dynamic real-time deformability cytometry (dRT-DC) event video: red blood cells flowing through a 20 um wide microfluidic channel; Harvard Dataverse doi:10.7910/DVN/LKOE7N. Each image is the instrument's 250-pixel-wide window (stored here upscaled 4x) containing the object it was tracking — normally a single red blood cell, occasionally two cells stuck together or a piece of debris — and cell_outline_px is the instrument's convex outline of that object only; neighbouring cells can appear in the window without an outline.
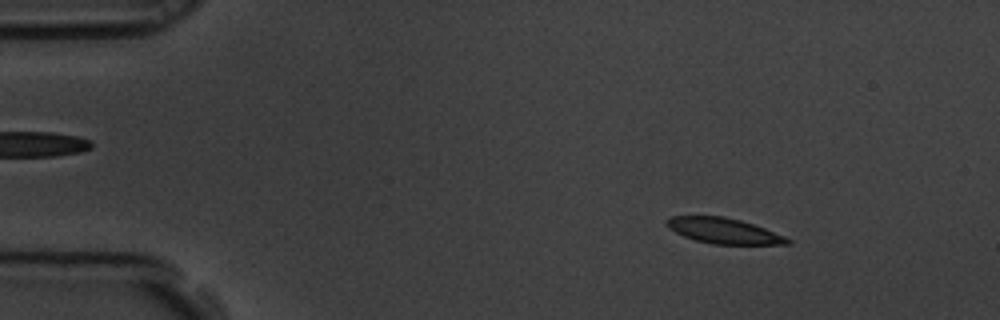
{"species": "common noctule bat (a hibernating species)", "species_latin": "Nyctalus noctula", "temperature_condition": "room temperature", "stored_images_in_passage": 43, "camera_frame_rate_fps": 3000, "um_per_image_px": 0.085, "animal": {"sex": "male", "body_mass_g": 19.5, "forearm_length_mm": 54.6}, "frame": {"image": 1, "passage_image": 8, "time_ms": 2.333, "image_size_px": [1000, 320], "cell_outline_px": [[792, 244], [712, 244], [696, 240], [684, 236], [668, 228], [664, 224], [664, 220], [668, 216], [724, 216], [740, 220], [764, 228], [784, 236], [792, 240]], "centroid_in_image_um": [61.47, 19.61], "position_along_channel_um": 23.5, "area_um2": 17.98}}
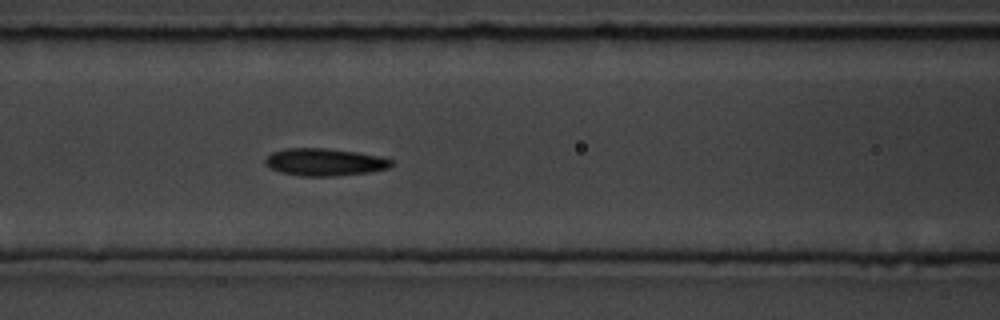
{"frame": {"image": 2, "passage_image": 25, "time_ms": 8.0, "image_size_px": [1000, 320], "cell_outline_px": [[392, 164], [388, 168], [368, 172], [336, 176], [300, 176], [280, 172], [264, 164], [264, 160], [272, 152], [284, 148], [324, 148], [356, 152], [380, 156], [392, 160]], "centroid_in_image_um": [27.56, 13.77], "position_along_channel_um": 139.0, "area_um2": 20.06}}
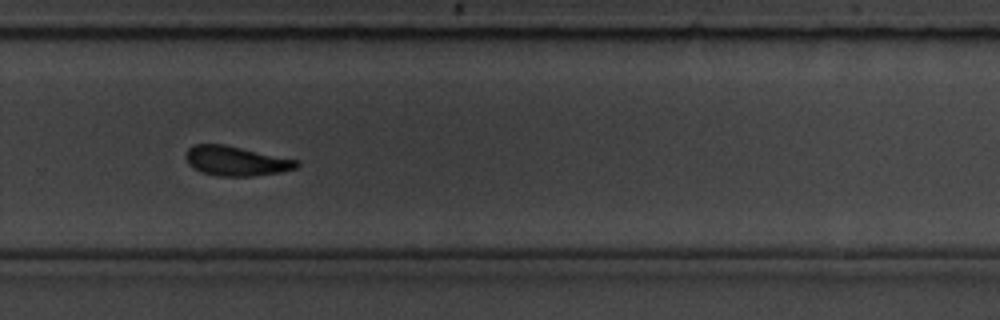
{"frame": {"image": 3, "passage_image": 40, "time_ms": 13.0, "image_size_px": [1000, 320], "cell_outline_px": [[300, 164], [296, 168], [280, 172], [252, 176], [220, 176], [200, 172], [192, 168], [188, 164], [184, 156], [184, 152], [188, 148], [196, 144], [224, 144], [300, 160]], "centroid_in_image_um": [20.04, 13.68], "position_along_channel_um": 309.8, "area_um2": 19.36}}